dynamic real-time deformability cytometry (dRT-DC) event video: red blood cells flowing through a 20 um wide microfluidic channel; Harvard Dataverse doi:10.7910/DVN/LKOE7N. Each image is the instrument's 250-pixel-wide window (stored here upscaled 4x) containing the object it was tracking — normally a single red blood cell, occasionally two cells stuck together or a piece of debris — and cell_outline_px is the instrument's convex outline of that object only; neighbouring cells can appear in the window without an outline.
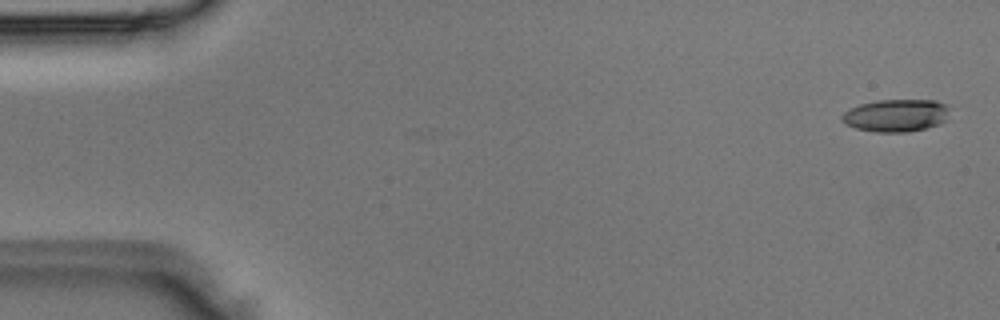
{"species": "Egyptian fruit bat (a non-hibernating species)", "species_latin": "Rousettus aegyptiacus", "temperature_condition": "room temperature", "stored_images_in_passage": 4, "camera_frame_rate_fps": 3000, "um_per_image_px": 0.085, "animal": {"sex": "male"}, "frame": {"image": 1, "passage_image": 1, "time_ms": 0.0, "image_size_px": [1000, 320], "cell_outline_px": [[948, 108], [944, 120], [940, 124], [908, 132], [876, 132], [856, 128], [844, 124], [840, 120], [840, 116], [848, 108], [860, 104], [876, 100], [936, 100], [948, 104]], "centroid_in_image_um": [76.1, 9.8], "position_along_channel_um": 8.9, "area_um2": 20.52}}
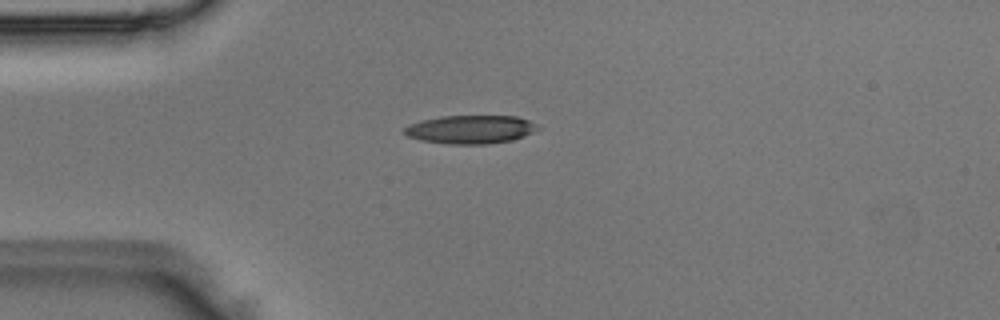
{"frame": {"image": 2, "passage_image": 4, "time_ms": 1.0, "image_size_px": [1000, 320], "cell_outline_px": [[540, 128], [524, 136], [512, 140], [488, 144], [448, 144], [420, 140], [408, 136], [404, 132], [404, 128], [408, 124], [420, 120], [440, 116], [516, 116], [528, 120], [536, 124]], "centroid_in_image_um": [39.97, 11.0], "position_along_channel_um": 45.0, "area_um2": 22.14}}